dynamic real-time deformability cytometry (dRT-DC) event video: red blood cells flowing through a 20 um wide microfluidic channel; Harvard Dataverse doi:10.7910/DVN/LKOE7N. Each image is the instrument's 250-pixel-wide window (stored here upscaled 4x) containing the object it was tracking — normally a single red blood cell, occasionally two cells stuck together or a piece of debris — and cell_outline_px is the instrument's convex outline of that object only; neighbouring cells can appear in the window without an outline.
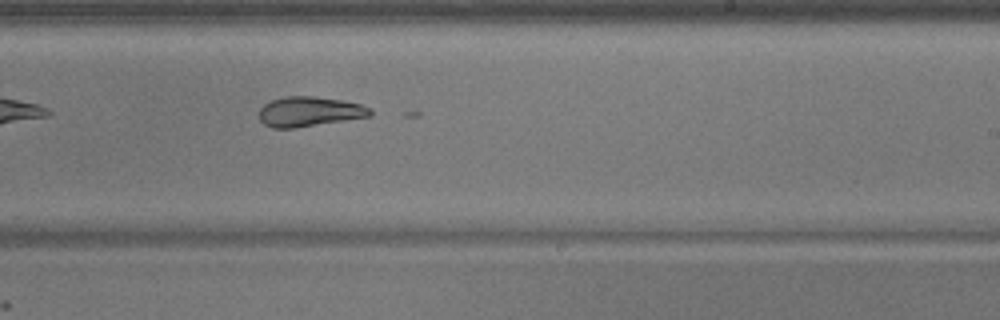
{"species": "common noctule bat (a hibernating species)", "species_latin": "Nyctalus noctula", "temperature_condition": "warm", "stored_images_in_passage": 24, "camera_frame_rate_fps": 3000, "um_per_image_px": 0.085, "animal": {"sex": "male", "body_mass_g": 17.9}, "frame": {"image": 1, "passage_image": 15, "time_ms": 4.667, "image_size_px": [1000, 320], "cell_outline_px": [[372, 116], [292, 128], [272, 128], [264, 124], [260, 120], [260, 108], [264, 104], [272, 100], [284, 96], [312, 96], [340, 100], [360, 104], [372, 108]], "centroid_in_image_um": [26.3, 9.48], "position_along_channel_um": 262.7, "area_um2": 19.19}}